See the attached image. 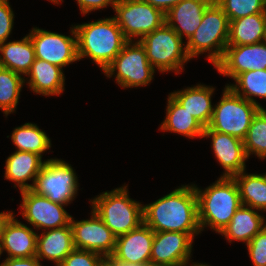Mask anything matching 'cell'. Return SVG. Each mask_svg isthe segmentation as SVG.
<instances>
[{
    "mask_svg": "<svg viewBox=\"0 0 266 266\" xmlns=\"http://www.w3.org/2000/svg\"><path fill=\"white\" fill-rule=\"evenodd\" d=\"M144 223L154 232L201 234L194 184L181 185L155 202L143 205Z\"/></svg>",
    "mask_w": 266,
    "mask_h": 266,
    "instance_id": "obj_1",
    "label": "cell"
},
{
    "mask_svg": "<svg viewBox=\"0 0 266 266\" xmlns=\"http://www.w3.org/2000/svg\"><path fill=\"white\" fill-rule=\"evenodd\" d=\"M79 61L90 58L101 71L115 59L128 42L112 17L74 25Z\"/></svg>",
    "mask_w": 266,
    "mask_h": 266,
    "instance_id": "obj_2",
    "label": "cell"
},
{
    "mask_svg": "<svg viewBox=\"0 0 266 266\" xmlns=\"http://www.w3.org/2000/svg\"><path fill=\"white\" fill-rule=\"evenodd\" d=\"M201 232L207 227L220 234L242 205L234 178L219 177L205 189L194 184Z\"/></svg>",
    "mask_w": 266,
    "mask_h": 266,
    "instance_id": "obj_3",
    "label": "cell"
},
{
    "mask_svg": "<svg viewBox=\"0 0 266 266\" xmlns=\"http://www.w3.org/2000/svg\"><path fill=\"white\" fill-rule=\"evenodd\" d=\"M128 185L105 191L90 199L91 207L116 237L144 223L143 205L129 197Z\"/></svg>",
    "mask_w": 266,
    "mask_h": 266,
    "instance_id": "obj_4",
    "label": "cell"
},
{
    "mask_svg": "<svg viewBox=\"0 0 266 266\" xmlns=\"http://www.w3.org/2000/svg\"><path fill=\"white\" fill-rule=\"evenodd\" d=\"M229 26L228 16L214 0L206 8L200 26L186 42L189 58L205 53L207 60L215 67L223 58L228 45Z\"/></svg>",
    "mask_w": 266,
    "mask_h": 266,
    "instance_id": "obj_5",
    "label": "cell"
},
{
    "mask_svg": "<svg viewBox=\"0 0 266 266\" xmlns=\"http://www.w3.org/2000/svg\"><path fill=\"white\" fill-rule=\"evenodd\" d=\"M139 42L145 48L148 61L161 73L180 74L191 59L186 42L165 22L161 27L142 37Z\"/></svg>",
    "mask_w": 266,
    "mask_h": 266,
    "instance_id": "obj_6",
    "label": "cell"
},
{
    "mask_svg": "<svg viewBox=\"0 0 266 266\" xmlns=\"http://www.w3.org/2000/svg\"><path fill=\"white\" fill-rule=\"evenodd\" d=\"M260 109L225 85L221 99L214 105L207 127L244 140L254 116Z\"/></svg>",
    "mask_w": 266,
    "mask_h": 266,
    "instance_id": "obj_7",
    "label": "cell"
},
{
    "mask_svg": "<svg viewBox=\"0 0 266 266\" xmlns=\"http://www.w3.org/2000/svg\"><path fill=\"white\" fill-rule=\"evenodd\" d=\"M156 70L148 61L145 48L139 41H128L105 68L107 78L115 77L116 84L122 89L147 86L154 79Z\"/></svg>",
    "mask_w": 266,
    "mask_h": 266,
    "instance_id": "obj_8",
    "label": "cell"
},
{
    "mask_svg": "<svg viewBox=\"0 0 266 266\" xmlns=\"http://www.w3.org/2000/svg\"><path fill=\"white\" fill-rule=\"evenodd\" d=\"M36 176L32 191L52 202L70 204L79 190L78 176L71 164L58 158L47 159Z\"/></svg>",
    "mask_w": 266,
    "mask_h": 266,
    "instance_id": "obj_9",
    "label": "cell"
},
{
    "mask_svg": "<svg viewBox=\"0 0 266 266\" xmlns=\"http://www.w3.org/2000/svg\"><path fill=\"white\" fill-rule=\"evenodd\" d=\"M113 18L128 41H139L165 23V14L143 0H117Z\"/></svg>",
    "mask_w": 266,
    "mask_h": 266,
    "instance_id": "obj_10",
    "label": "cell"
},
{
    "mask_svg": "<svg viewBox=\"0 0 266 266\" xmlns=\"http://www.w3.org/2000/svg\"><path fill=\"white\" fill-rule=\"evenodd\" d=\"M71 36L33 27L28 34L38 59L45 60L62 69L79 61L75 28L70 27Z\"/></svg>",
    "mask_w": 266,
    "mask_h": 266,
    "instance_id": "obj_11",
    "label": "cell"
},
{
    "mask_svg": "<svg viewBox=\"0 0 266 266\" xmlns=\"http://www.w3.org/2000/svg\"><path fill=\"white\" fill-rule=\"evenodd\" d=\"M22 203L19 212L34 230H51L68 226L71 215L65 210V206L52 202L46 196H42L31 189L20 191Z\"/></svg>",
    "mask_w": 266,
    "mask_h": 266,
    "instance_id": "obj_12",
    "label": "cell"
},
{
    "mask_svg": "<svg viewBox=\"0 0 266 266\" xmlns=\"http://www.w3.org/2000/svg\"><path fill=\"white\" fill-rule=\"evenodd\" d=\"M70 225L75 248L95 252L103 257L113 254L117 237L93 209L89 219L76 221L71 217Z\"/></svg>",
    "mask_w": 266,
    "mask_h": 266,
    "instance_id": "obj_13",
    "label": "cell"
},
{
    "mask_svg": "<svg viewBox=\"0 0 266 266\" xmlns=\"http://www.w3.org/2000/svg\"><path fill=\"white\" fill-rule=\"evenodd\" d=\"M215 69L232 80L243 72L266 70V43L227 45L224 56Z\"/></svg>",
    "mask_w": 266,
    "mask_h": 266,
    "instance_id": "obj_14",
    "label": "cell"
},
{
    "mask_svg": "<svg viewBox=\"0 0 266 266\" xmlns=\"http://www.w3.org/2000/svg\"><path fill=\"white\" fill-rule=\"evenodd\" d=\"M194 239L183 232H154L150 261L184 266L191 261Z\"/></svg>",
    "mask_w": 266,
    "mask_h": 266,
    "instance_id": "obj_15",
    "label": "cell"
},
{
    "mask_svg": "<svg viewBox=\"0 0 266 266\" xmlns=\"http://www.w3.org/2000/svg\"><path fill=\"white\" fill-rule=\"evenodd\" d=\"M211 139V148L219 165L224 169L220 177L233 178L246 170L248 159L243 140L229 134L220 133L205 127L203 137Z\"/></svg>",
    "mask_w": 266,
    "mask_h": 266,
    "instance_id": "obj_16",
    "label": "cell"
},
{
    "mask_svg": "<svg viewBox=\"0 0 266 266\" xmlns=\"http://www.w3.org/2000/svg\"><path fill=\"white\" fill-rule=\"evenodd\" d=\"M37 232L20 222L12 212L3 224L0 241V257L30 258L36 256Z\"/></svg>",
    "mask_w": 266,
    "mask_h": 266,
    "instance_id": "obj_17",
    "label": "cell"
},
{
    "mask_svg": "<svg viewBox=\"0 0 266 266\" xmlns=\"http://www.w3.org/2000/svg\"><path fill=\"white\" fill-rule=\"evenodd\" d=\"M154 231L142 223L136 229L116 238L113 256L123 262L145 264L150 261Z\"/></svg>",
    "mask_w": 266,
    "mask_h": 266,
    "instance_id": "obj_18",
    "label": "cell"
},
{
    "mask_svg": "<svg viewBox=\"0 0 266 266\" xmlns=\"http://www.w3.org/2000/svg\"><path fill=\"white\" fill-rule=\"evenodd\" d=\"M214 0H182L165 14V22L186 42L200 26L206 8Z\"/></svg>",
    "mask_w": 266,
    "mask_h": 266,
    "instance_id": "obj_19",
    "label": "cell"
},
{
    "mask_svg": "<svg viewBox=\"0 0 266 266\" xmlns=\"http://www.w3.org/2000/svg\"><path fill=\"white\" fill-rule=\"evenodd\" d=\"M24 82L40 96L61 95L65 89V74L61 67L36 58Z\"/></svg>",
    "mask_w": 266,
    "mask_h": 266,
    "instance_id": "obj_20",
    "label": "cell"
},
{
    "mask_svg": "<svg viewBox=\"0 0 266 266\" xmlns=\"http://www.w3.org/2000/svg\"><path fill=\"white\" fill-rule=\"evenodd\" d=\"M5 161L4 178L22 191L33 187L36 176L48 160L43 161L40 155L34 153L15 150ZM28 181H32V184H28Z\"/></svg>",
    "mask_w": 266,
    "mask_h": 266,
    "instance_id": "obj_21",
    "label": "cell"
},
{
    "mask_svg": "<svg viewBox=\"0 0 266 266\" xmlns=\"http://www.w3.org/2000/svg\"><path fill=\"white\" fill-rule=\"evenodd\" d=\"M75 249L71 225L37 234L36 257L52 261L58 266Z\"/></svg>",
    "mask_w": 266,
    "mask_h": 266,
    "instance_id": "obj_22",
    "label": "cell"
},
{
    "mask_svg": "<svg viewBox=\"0 0 266 266\" xmlns=\"http://www.w3.org/2000/svg\"><path fill=\"white\" fill-rule=\"evenodd\" d=\"M215 88L206 84H197L169 93L204 127L210 123L213 114L212 97Z\"/></svg>",
    "mask_w": 266,
    "mask_h": 266,
    "instance_id": "obj_23",
    "label": "cell"
},
{
    "mask_svg": "<svg viewBox=\"0 0 266 266\" xmlns=\"http://www.w3.org/2000/svg\"><path fill=\"white\" fill-rule=\"evenodd\" d=\"M258 211L241 205L220 235L224 236L230 243L232 241H240L248 244L266 226L265 217Z\"/></svg>",
    "mask_w": 266,
    "mask_h": 266,
    "instance_id": "obj_24",
    "label": "cell"
},
{
    "mask_svg": "<svg viewBox=\"0 0 266 266\" xmlns=\"http://www.w3.org/2000/svg\"><path fill=\"white\" fill-rule=\"evenodd\" d=\"M205 127L170 94L167 98L166 117L160 124L163 132H170L190 139L202 138Z\"/></svg>",
    "mask_w": 266,
    "mask_h": 266,
    "instance_id": "obj_25",
    "label": "cell"
},
{
    "mask_svg": "<svg viewBox=\"0 0 266 266\" xmlns=\"http://www.w3.org/2000/svg\"><path fill=\"white\" fill-rule=\"evenodd\" d=\"M35 59L34 46L28 34L20 40L0 43V67L26 76Z\"/></svg>",
    "mask_w": 266,
    "mask_h": 266,
    "instance_id": "obj_26",
    "label": "cell"
},
{
    "mask_svg": "<svg viewBox=\"0 0 266 266\" xmlns=\"http://www.w3.org/2000/svg\"><path fill=\"white\" fill-rule=\"evenodd\" d=\"M266 13H257L230 21L228 45H251L264 41Z\"/></svg>",
    "mask_w": 266,
    "mask_h": 266,
    "instance_id": "obj_27",
    "label": "cell"
},
{
    "mask_svg": "<svg viewBox=\"0 0 266 266\" xmlns=\"http://www.w3.org/2000/svg\"><path fill=\"white\" fill-rule=\"evenodd\" d=\"M242 205L266 211V173H246V170L235 175Z\"/></svg>",
    "mask_w": 266,
    "mask_h": 266,
    "instance_id": "obj_28",
    "label": "cell"
},
{
    "mask_svg": "<svg viewBox=\"0 0 266 266\" xmlns=\"http://www.w3.org/2000/svg\"><path fill=\"white\" fill-rule=\"evenodd\" d=\"M17 151H27L43 157L51 148V139L35 123H25L15 127L10 135Z\"/></svg>",
    "mask_w": 266,
    "mask_h": 266,
    "instance_id": "obj_29",
    "label": "cell"
},
{
    "mask_svg": "<svg viewBox=\"0 0 266 266\" xmlns=\"http://www.w3.org/2000/svg\"><path fill=\"white\" fill-rule=\"evenodd\" d=\"M235 84H227L236 94L252 102L263 109L262 105L255 99L266 100V70H252L239 74L234 79Z\"/></svg>",
    "mask_w": 266,
    "mask_h": 266,
    "instance_id": "obj_30",
    "label": "cell"
},
{
    "mask_svg": "<svg viewBox=\"0 0 266 266\" xmlns=\"http://www.w3.org/2000/svg\"><path fill=\"white\" fill-rule=\"evenodd\" d=\"M25 78L10 69L0 67V109L6 118L17 108Z\"/></svg>",
    "mask_w": 266,
    "mask_h": 266,
    "instance_id": "obj_31",
    "label": "cell"
},
{
    "mask_svg": "<svg viewBox=\"0 0 266 266\" xmlns=\"http://www.w3.org/2000/svg\"><path fill=\"white\" fill-rule=\"evenodd\" d=\"M243 143L248 159L253 154L266 159V109H260L254 116Z\"/></svg>",
    "mask_w": 266,
    "mask_h": 266,
    "instance_id": "obj_32",
    "label": "cell"
},
{
    "mask_svg": "<svg viewBox=\"0 0 266 266\" xmlns=\"http://www.w3.org/2000/svg\"><path fill=\"white\" fill-rule=\"evenodd\" d=\"M229 21L257 13H266V0H215Z\"/></svg>",
    "mask_w": 266,
    "mask_h": 266,
    "instance_id": "obj_33",
    "label": "cell"
},
{
    "mask_svg": "<svg viewBox=\"0 0 266 266\" xmlns=\"http://www.w3.org/2000/svg\"><path fill=\"white\" fill-rule=\"evenodd\" d=\"M253 266H266V226L246 244Z\"/></svg>",
    "mask_w": 266,
    "mask_h": 266,
    "instance_id": "obj_34",
    "label": "cell"
},
{
    "mask_svg": "<svg viewBox=\"0 0 266 266\" xmlns=\"http://www.w3.org/2000/svg\"><path fill=\"white\" fill-rule=\"evenodd\" d=\"M102 258L95 252L75 248L58 266H97Z\"/></svg>",
    "mask_w": 266,
    "mask_h": 266,
    "instance_id": "obj_35",
    "label": "cell"
},
{
    "mask_svg": "<svg viewBox=\"0 0 266 266\" xmlns=\"http://www.w3.org/2000/svg\"><path fill=\"white\" fill-rule=\"evenodd\" d=\"M14 16L9 0H0V43L8 41L14 26Z\"/></svg>",
    "mask_w": 266,
    "mask_h": 266,
    "instance_id": "obj_36",
    "label": "cell"
},
{
    "mask_svg": "<svg viewBox=\"0 0 266 266\" xmlns=\"http://www.w3.org/2000/svg\"><path fill=\"white\" fill-rule=\"evenodd\" d=\"M80 13L83 15L91 13V11L105 9L111 6L112 9L117 3V0H76Z\"/></svg>",
    "mask_w": 266,
    "mask_h": 266,
    "instance_id": "obj_37",
    "label": "cell"
},
{
    "mask_svg": "<svg viewBox=\"0 0 266 266\" xmlns=\"http://www.w3.org/2000/svg\"><path fill=\"white\" fill-rule=\"evenodd\" d=\"M0 266H43L41 261L36 257L30 258H5Z\"/></svg>",
    "mask_w": 266,
    "mask_h": 266,
    "instance_id": "obj_38",
    "label": "cell"
},
{
    "mask_svg": "<svg viewBox=\"0 0 266 266\" xmlns=\"http://www.w3.org/2000/svg\"><path fill=\"white\" fill-rule=\"evenodd\" d=\"M166 14L172 7L182 0H143Z\"/></svg>",
    "mask_w": 266,
    "mask_h": 266,
    "instance_id": "obj_39",
    "label": "cell"
},
{
    "mask_svg": "<svg viewBox=\"0 0 266 266\" xmlns=\"http://www.w3.org/2000/svg\"><path fill=\"white\" fill-rule=\"evenodd\" d=\"M109 258L114 262L115 266H143L141 264L123 262L121 260L116 259L113 255H111Z\"/></svg>",
    "mask_w": 266,
    "mask_h": 266,
    "instance_id": "obj_40",
    "label": "cell"
},
{
    "mask_svg": "<svg viewBox=\"0 0 266 266\" xmlns=\"http://www.w3.org/2000/svg\"><path fill=\"white\" fill-rule=\"evenodd\" d=\"M11 213L12 211L0 212V241H1V230L3 224Z\"/></svg>",
    "mask_w": 266,
    "mask_h": 266,
    "instance_id": "obj_41",
    "label": "cell"
},
{
    "mask_svg": "<svg viewBox=\"0 0 266 266\" xmlns=\"http://www.w3.org/2000/svg\"><path fill=\"white\" fill-rule=\"evenodd\" d=\"M97 266H115V264L109 257H103Z\"/></svg>",
    "mask_w": 266,
    "mask_h": 266,
    "instance_id": "obj_42",
    "label": "cell"
},
{
    "mask_svg": "<svg viewBox=\"0 0 266 266\" xmlns=\"http://www.w3.org/2000/svg\"><path fill=\"white\" fill-rule=\"evenodd\" d=\"M184 266H210V265H208L206 263L192 262V260H191V264H190V261H189Z\"/></svg>",
    "mask_w": 266,
    "mask_h": 266,
    "instance_id": "obj_43",
    "label": "cell"
},
{
    "mask_svg": "<svg viewBox=\"0 0 266 266\" xmlns=\"http://www.w3.org/2000/svg\"><path fill=\"white\" fill-rule=\"evenodd\" d=\"M143 266H169V265L149 261L143 264Z\"/></svg>",
    "mask_w": 266,
    "mask_h": 266,
    "instance_id": "obj_44",
    "label": "cell"
},
{
    "mask_svg": "<svg viewBox=\"0 0 266 266\" xmlns=\"http://www.w3.org/2000/svg\"><path fill=\"white\" fill-rule=\"evenodd\" d=\"M50 1L51 3H54L56 5H59L60 3H62L64 0H47Z\"/></svg>",
    "mask_w": 266,
    "mask_h": 266,
    "instance_id": "obj_45",
    "label": "cell"
},
{
    "mask_svg": "<svg viewBox=\"0 0 266 266\" xmlns=\"http://www.w3.org/2000/svg\"><path fill=\"white\" fill-rule=\"evenodd\" d=\"M264 42L266 43V32H265V36H264Z\"/></svg>",
    "mask_w": 266,
    "mask_h": 266,
    "instance_id": "obj_46",
    "label": "cell"
}]
</instances>
